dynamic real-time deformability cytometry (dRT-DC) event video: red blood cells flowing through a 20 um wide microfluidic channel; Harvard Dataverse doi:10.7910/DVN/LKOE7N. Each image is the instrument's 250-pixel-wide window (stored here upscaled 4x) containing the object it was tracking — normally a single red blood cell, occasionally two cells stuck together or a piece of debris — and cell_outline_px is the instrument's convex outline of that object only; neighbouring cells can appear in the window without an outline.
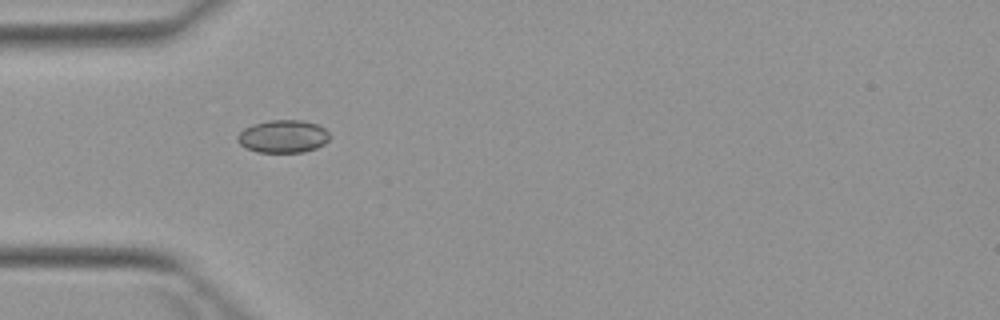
{"species": "Egyptian fruit bat (a non-hibernating species)", "species_latin": "Rousettus aegyptiacus", "temperature_condition": "warm", "stored_images_in_passage": 4, "camera_frame_rate_fps": 3000, "um_per_image_px": 0.085, "animal": {"sex": "female"}, "frame": {"image": 1, "passage_image": 3, "time_ms": 2.333, "image_size_px": [1000, 320], "cell_outline_px": [[332, 136], [324, 144], [316, 148], [304, 152], [256, 152], [244, 148], [236, 140], [236, 136], [244, 128], [252, 124], [268, 120], [304, 120], [316, 124], [324, 128]], "centroid_in_image_um": [24.04, 11.59], "position_along_channel_um": 61.0, "area_um2": 17.86}}
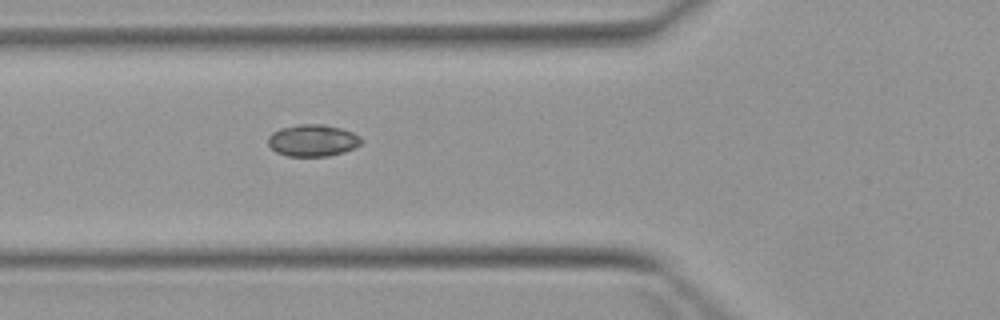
{"frame": {"image": 2, "passage_image": 4, "time_ms": 3.333, "image_size_px": [1000, 320], "cell_outline_px": [[364, 140], [356, 148], [344, 152], [328, 156], [288, 156], [276, 152], [268, 144], [268, 136], [272, 132], [280, 128], [300, 124], [324, 124], [340, 128], [352, 132], [360, 136]], "centroid_in_image_um": [26.6, 11.93], "position_along_channel_um": 99.2, "area_um2": 17.46}}